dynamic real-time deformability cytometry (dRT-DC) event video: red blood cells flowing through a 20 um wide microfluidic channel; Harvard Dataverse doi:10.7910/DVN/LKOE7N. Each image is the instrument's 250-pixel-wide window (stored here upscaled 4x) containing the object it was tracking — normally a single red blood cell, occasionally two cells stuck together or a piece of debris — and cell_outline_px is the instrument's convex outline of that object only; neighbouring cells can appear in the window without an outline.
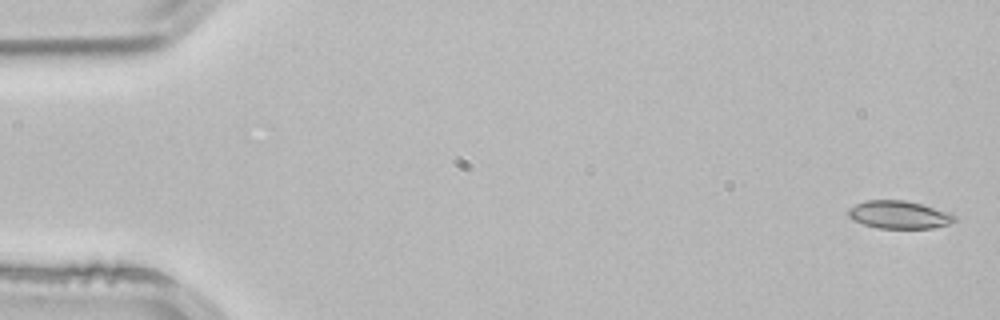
{"species": "common noctule bat (a hibernating species)", "species_latin": "Nyctalus noctula", "temperature_condition": "room temperature", "stored_images_in_passage": 3, "camera_frame_rate_fps": 3000, "um_per_image_px": 0.085, "animal": {"sex": "male", "body_mass_g": 21.5, "forearm_length_mm": 52.0}, "frame": {"image": 1, "passage_image": 1, "time_ms": 0.0, "image_size_px": [1000, 320], "cell_outline_px": [[956, 220], [948, 224], [932, 228], [876, 228], [852, 220], [848, 216], [848, 208], [864, 200], [904, 200], [952, 212], [956, 216]], "centroid_in_image_um": [76.42, 18.25], "position_along_channel_um": 8.6, "area_um2": 17.34}}
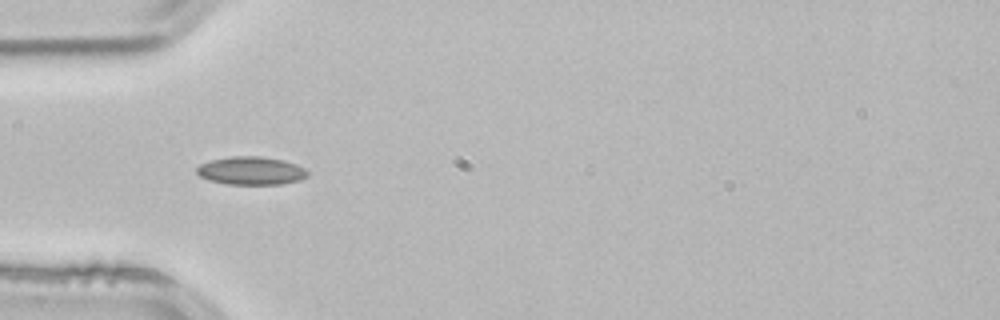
{"frame": {"image": 2, "passage_image": 3, "time_ms": 0.667, "image_size_px": [1000, 320], "cell_outline_px": [[308, 176], [300, 180], [280, 184], [224, 184], [208, 180], [200, 176], [196, 172], [196, 168], [200, 164], [212, 160], [232, 156], [260, 156], [284, 160], [296, 164], [304, 168], [308, 172]], "centroid_in_image_um": [21.34, 14.51], "position_along_channel_um": 63.7, "area_um2": 18.21}}